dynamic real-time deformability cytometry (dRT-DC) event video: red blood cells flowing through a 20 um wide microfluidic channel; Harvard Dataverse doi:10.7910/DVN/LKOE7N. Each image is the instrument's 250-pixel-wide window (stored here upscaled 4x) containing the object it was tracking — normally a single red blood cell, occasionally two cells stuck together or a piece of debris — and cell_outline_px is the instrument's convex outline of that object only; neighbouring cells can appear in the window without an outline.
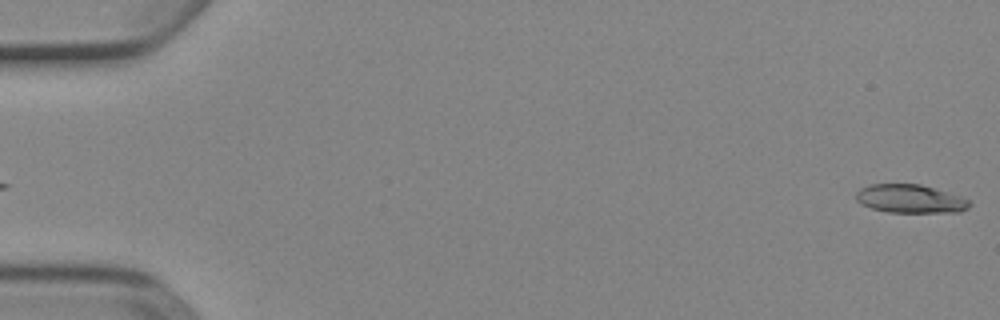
{"species": "Egyptian fruit bat (a non-hibernating species)", "species_latin": "Rousettus aegyptiacus", "temperature_condition": "cold", "stored_images_in_passage": 5, "segment_of_instrument_passage": [2, 2], "camera_frame_rate_fps": 3000, "um_per_image_px": 0.085, "animal": {"sex": "female"}, "frame": {"image": 1, "passage_image": 5, "time_ms": 1.333, "image_size_px": [1000, 320], "cell_outline_px": [[972, 204], [968, 208], [960, 212], [888, 212], [872, 208], [856, 200], [856, 192], [860, 188], [872, 184], [920, 184], [960, 196], [968, 200]], "centroid_in_image_um": [77.38, 16.9], "position_along_channel_um": 7.6, "area_um2": 18.61}}